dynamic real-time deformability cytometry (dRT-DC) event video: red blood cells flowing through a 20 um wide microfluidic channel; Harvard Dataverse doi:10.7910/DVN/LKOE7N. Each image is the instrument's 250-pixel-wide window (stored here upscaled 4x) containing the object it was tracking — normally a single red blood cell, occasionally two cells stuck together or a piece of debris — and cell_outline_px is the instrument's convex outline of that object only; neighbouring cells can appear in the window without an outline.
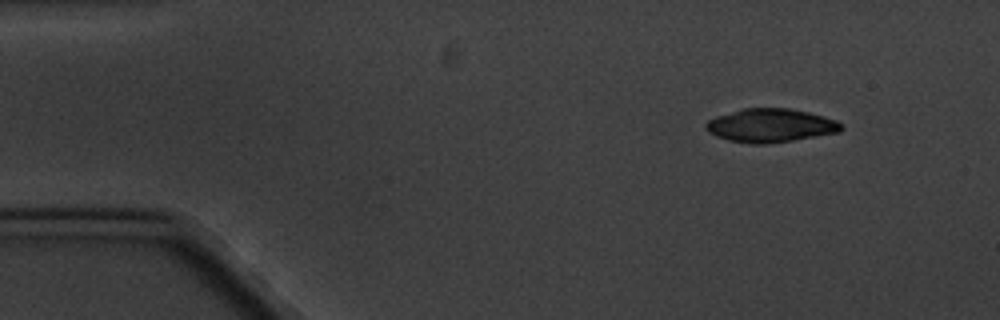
{"species": "common noctule bat (a hibernating species)", "species_latin": "Nyctalus noctula", "temperature_condition": "cold", "stored_images_in_passage": 4, "camera_frame_rate_fps": 3000, "um_per_image_px": 0.085, "animal": {"sex": "male", "body_mass_g": 20.1, "forearm_length_mm": 53.5}, "frame": {"image": 1, "passage_image": 1, "time_ms": 0.0, "image_size_px": [1000, 320], "cell_outline_px": [[844, 128], [840, 132], [792, 140], [760, 144], [752, 144], [728, 140], [716, 136], [708, 132], [704, 128], [704, 124], [708, 120], [716, 116], [744, 108], [792, 108], [824, 116], [836, 120], [844, 124]], "centroid_in_image_um": [65.5, 10.66], "position_along_channel_um": 19.5, "area_um2": 26.53}}
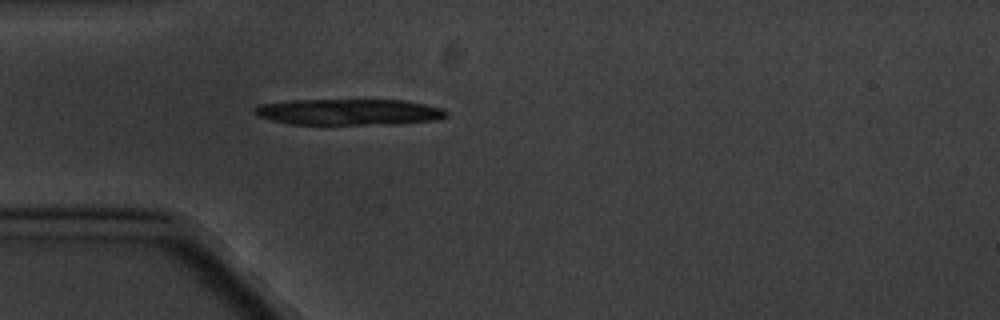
{"frame": {"image": 2, "passage_image": 4, "time_ms": 3.333, "image_size_px": [1000, 320], "cell_outline_px": [[448, 116], [440, 120], [396, 124], [324, 128], [292, 124], [272, 120], [260, 116], [252, 112], [260, 104], [292, 100], [404, 100], [444, 108], [448, 112]], "centroid_in_image_um": [29.69, 9.57], "position_along_channel_um": 55.3, "area_um2": 30.75}}